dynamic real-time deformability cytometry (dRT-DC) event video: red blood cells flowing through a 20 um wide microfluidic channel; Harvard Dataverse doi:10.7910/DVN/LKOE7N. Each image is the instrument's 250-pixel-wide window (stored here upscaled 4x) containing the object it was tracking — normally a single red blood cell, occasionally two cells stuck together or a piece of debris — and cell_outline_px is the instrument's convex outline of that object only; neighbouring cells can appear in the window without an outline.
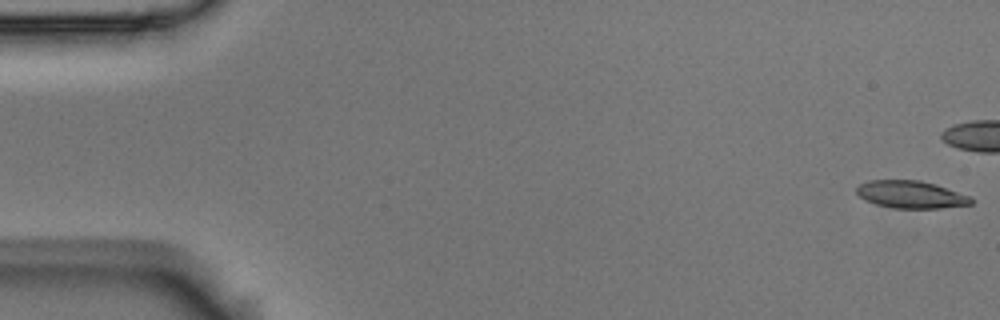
{"species": "Egyptian fruit bat (a non-hibernating species)", "species_latin": "Rousettus aegyptiacus", "temperature_condition": "room temperature", "stored_images_in_passage": 6, "camera_frame_rate_fps": 3000, "um_per_image_px": 0.085, "animal": {"sex": "male"}, "frame": {"image": 1, "passage_image": 1, "time_ms": 0.0, "image_size_px": [1000, 320], "cell_outline_px": [[976, 200], [972, 204], [940, 208], [892, 208], [876, 204], [864, 200], [856, 192], [856, 188], [860, 184], [868, 180], [920, 180], [936, 184], [972, 196]], "centroid_in_image_um": [77.47, 16.53], "position_along_channel_um": 7.5, "area_um2": 18.55}}
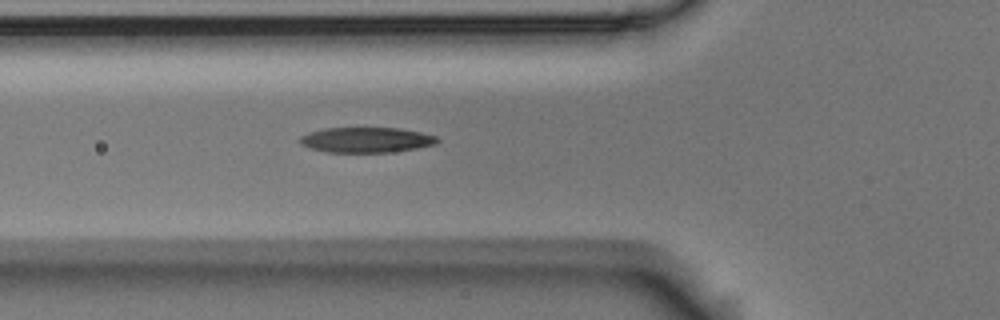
{"frame": {"image": 2, "passage_image": 6, "time_ms": 1.667, "image_size_px": [1000, 320], "cell_outline_px": [[440, 140], [436, 144], [416, 148], [392, 152], [328, 152], [312, 148], [300, 144], [300, 136], [308, 132], [324, 128], [400, 128], [420, 132], [436, 136]], "centroid_in_image_um": [31.14, 11.88], "position_along_channel_um": 94.7, "area_um2": 20.17}}